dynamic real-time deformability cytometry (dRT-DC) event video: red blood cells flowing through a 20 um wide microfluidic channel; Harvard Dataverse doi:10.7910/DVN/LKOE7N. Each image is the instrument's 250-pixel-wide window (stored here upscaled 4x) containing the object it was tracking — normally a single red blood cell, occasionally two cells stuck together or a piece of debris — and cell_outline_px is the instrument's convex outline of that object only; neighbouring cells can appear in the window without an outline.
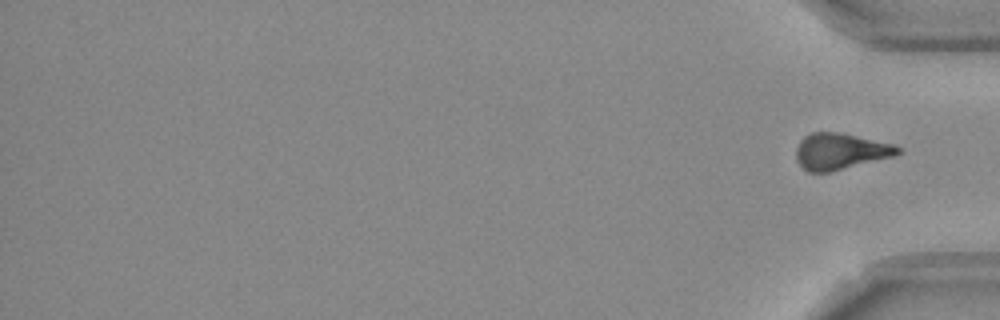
{"species": "Egyptian fruit bat (a non-hibernating species)", "species_latin": "Rousettus aegyptiacus", "temperature_condition": "room temperature", "stored_images_in_passage": 14, "segment_of_instrument_passage": [2, 2], "camera_frame_rate_fps": 3000, "um_per_image_px": 0.085, "frame": {"image": 1, "passage_image": 14, "time_ms": 4.333, "image_size_px": [1000, 320], "cell_outline_px": [[900, 152], [892, 156], [828, 172], [808, 172], [796, 160], [796, 148], [800, 140], [804, 136], [812, 132], [840, 132], [896, 144], [900, 148]], "centroid_in_image_um": [71.4, 12.84], "position_along_channel_um": 363.8, "area_um2": 21.33}}